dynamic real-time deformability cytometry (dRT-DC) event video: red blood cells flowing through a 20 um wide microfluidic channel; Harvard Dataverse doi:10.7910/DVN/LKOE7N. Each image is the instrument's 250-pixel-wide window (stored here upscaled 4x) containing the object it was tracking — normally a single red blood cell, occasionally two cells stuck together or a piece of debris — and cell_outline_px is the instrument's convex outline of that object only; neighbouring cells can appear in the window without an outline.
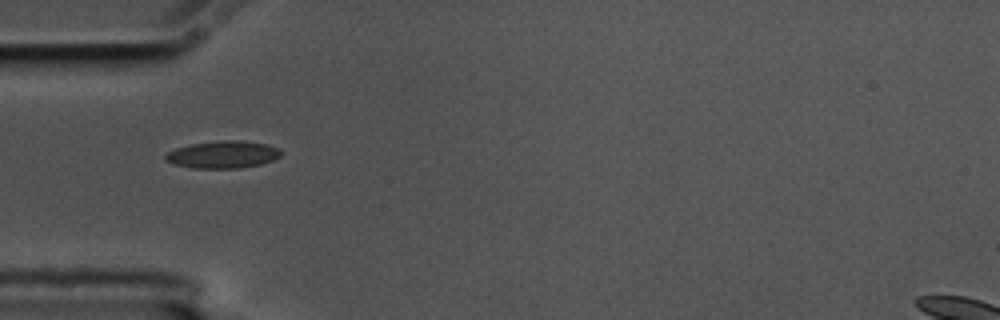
{"species": "common noctule bat (a hibernating species)", "species_latin": "Nyctalus noctula", "temperature_condition": "cold", "stored_images_in_passage": 15, "camera_frame_rate_fps": 3000, "um_per_image_px": 0.085, "animal": {"sex": "male", "body_mass_g": 17.5, "forearm_length_mm": 52.3}, "frame": {"image": 1, "passage_image": 1, "time_ms": 0.0, "image_size_px": [1000, 320], "cell_outline_px": [[284, 152], [280, 156], [272, 160], [260, 164], [240, 168], [192, 168], [172, 164], [164, 160], [164, 156], [168, 152], [176, 148], [192, 144], [224, 140], [236, 140], [268, 144], [280, 148]], "centroid_in_image_um": [18.96, 13.14], "position_along_channel_um": 66.0, "area_um2": 18.44}}
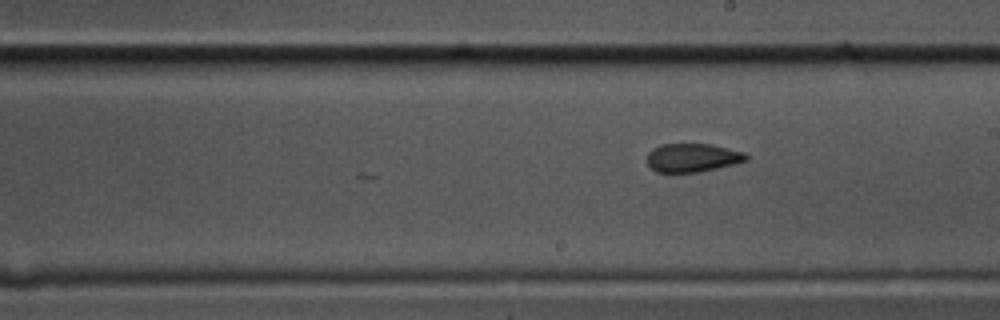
{"frame": {"image": 2, "passage_image": 15, "time_ms": 4.667, "image_size_px": [1000, 320], "cell_outline_px": [[748, 160], [716, 168], [696, 172], [656, 172], [648, 164], [648, 152], [652, 148], [660, 144], [712, 144], [744, 152], [748, 156]], "centroid_in_image_um": [58.84, 13.39], "position_along_channel_um": 230.2, "area_um2": 16.36}}